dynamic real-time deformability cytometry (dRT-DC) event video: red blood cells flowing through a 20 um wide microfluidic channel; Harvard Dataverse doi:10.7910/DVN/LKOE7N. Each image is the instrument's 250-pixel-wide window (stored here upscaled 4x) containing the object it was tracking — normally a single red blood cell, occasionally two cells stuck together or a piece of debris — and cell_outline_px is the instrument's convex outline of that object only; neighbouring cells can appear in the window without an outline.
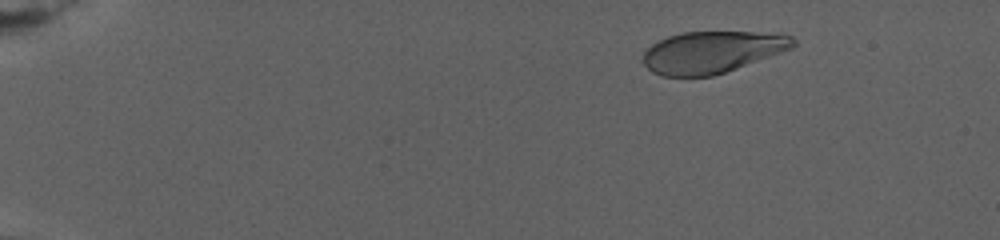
{"species": "human", "species_latin": "Homo sapiens", "temperature_condition": "warm", "stored_images_in_passage": 9, "camera_frame_rate_fps": 3000, "um_per_image_px": 0.085, "donor": {"sex": "female"}, "frame": {"image": 1, "passage_image": 3, "time_ms": 2.667, "image_size_px": [1000, 240], "cell_outline_px": [[796, 44], [792, 48], [736, 68], [712, 76], [660, 76], [652, 72], [640, 60], [644, 52], [652, 44], [668, 36], [684, 32], [780, 32], [792, 36], [796, 40]], "centroid_in_image_um": [60.53, 4.41], "position_along_channel_um": 24.5, "area_um2": 36.65}}
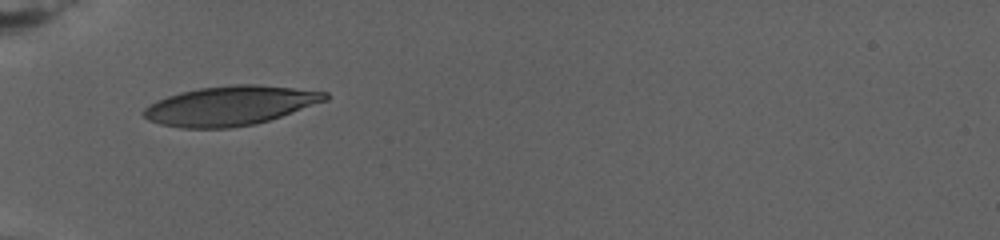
{"frame": {"image": 2, "passage_image": 8, "time_ms": 8.667, "image_size_px": [1000, 240], "cell_outline_px": [[328, 100], [256, 124], [232, 128], [180, 128], [160, 124], [148, 120], [140, 112], [148, 104], [156, 100], [180, 92], [200, 88], [232, 84], [256, 84], [328, 92]], "centroid_in_image_um": [19.52, 8.99], "position_along_channel_um": 65.5, "area_um2": 41.67}}